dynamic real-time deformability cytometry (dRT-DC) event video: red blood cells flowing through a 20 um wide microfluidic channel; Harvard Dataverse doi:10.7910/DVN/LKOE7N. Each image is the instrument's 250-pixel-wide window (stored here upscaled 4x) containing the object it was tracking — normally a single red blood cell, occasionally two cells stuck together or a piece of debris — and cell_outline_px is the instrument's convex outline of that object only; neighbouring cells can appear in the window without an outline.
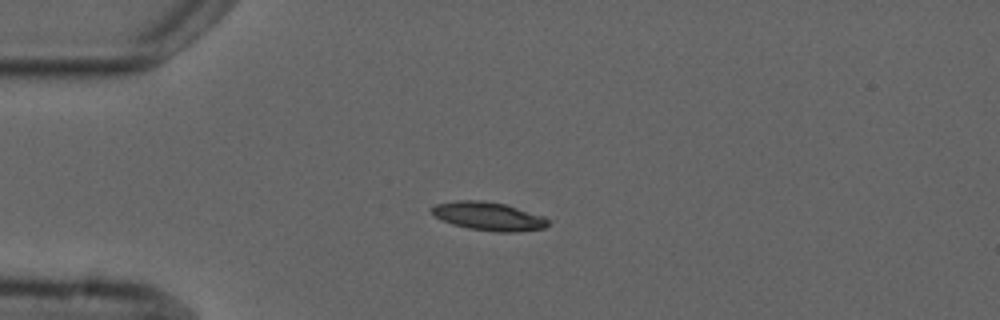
{"species": "common noctule bat (a hibernating species)", "species_latin": "Nyctalus noctula", "temperature_condition": "cold", "stored_images_in_passage": 4, "camera_frame_rate_fps": 3000, "um_per_image_px": 0.085, "animal": {"sex": "male", "forearm_length_mm": 52.5}, "frame": {"image": 1, "passage_image": 1, "time_ms": 0.0, "image_size_px": [1000, 320], "cell_outline_px": [[548, 224], [544, 228], [516, 232], [496, 232], [468, 228], [452, 224], [436, 216], [432, 212], [432, 208], [436, 204], [456, 200], [480, 200], [504, 204], [544, 216], [548, 220]], "centroid_in_image_um": [41.54, 18.38], "position_along_channel_um": 43.5, "area_um2": 19.02}}
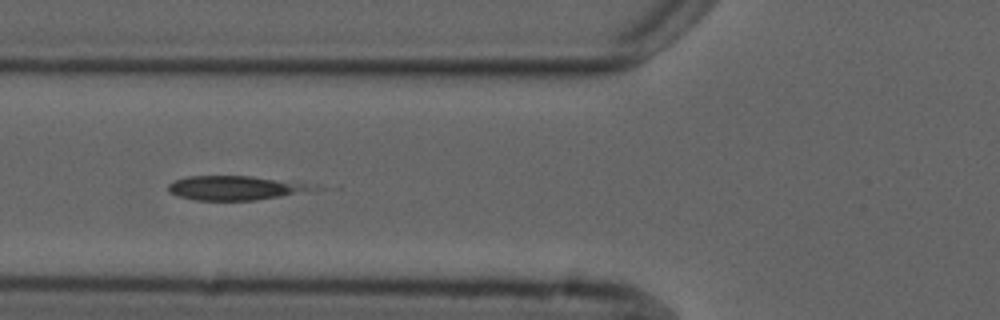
{"frame": {"image": 2, "passage_image": 3, "time_ms": 2.333, "image_size_px": [1000, 320], "cell_outline_px": [[324, 188], [280, 196], [256, 200], [196, 200], [176, 196], [168, 192], [168, 184], [172, 180], [188, 176], [252, 176], [300, 180], [320, 184]], "centroid_in_image_um": [20.14, 15.95], "position_along_channel_um": 105.7, "area_um2": 21.27}}
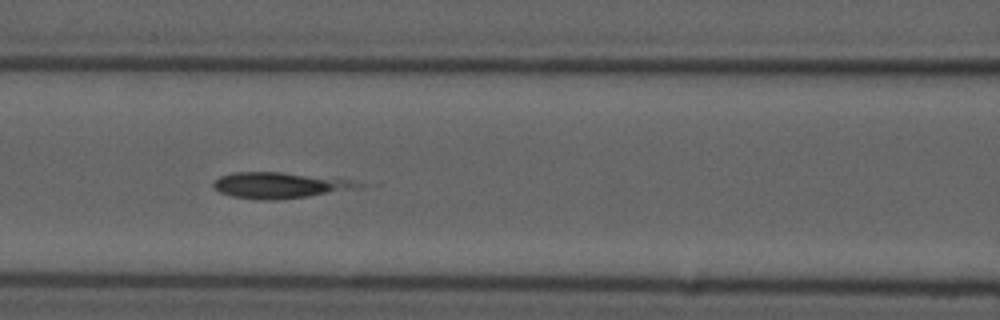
{"frame": {"image": 3, "passage_image": 4, "time_ms": 3.333, "image_size_px": [1000, 320], "cell_outline_px": [[364, 184], [360, 188], [308, 196], [272, 200], [260, 200], [232, 196], [220, 192], [212, 184], [220, 176], [232, 172], [280, 172], [336, 176]], "centroid_in_image_um": [23.84, 15.73], "position_along_channel_um": 142.8, "area_um2": 22.14}}